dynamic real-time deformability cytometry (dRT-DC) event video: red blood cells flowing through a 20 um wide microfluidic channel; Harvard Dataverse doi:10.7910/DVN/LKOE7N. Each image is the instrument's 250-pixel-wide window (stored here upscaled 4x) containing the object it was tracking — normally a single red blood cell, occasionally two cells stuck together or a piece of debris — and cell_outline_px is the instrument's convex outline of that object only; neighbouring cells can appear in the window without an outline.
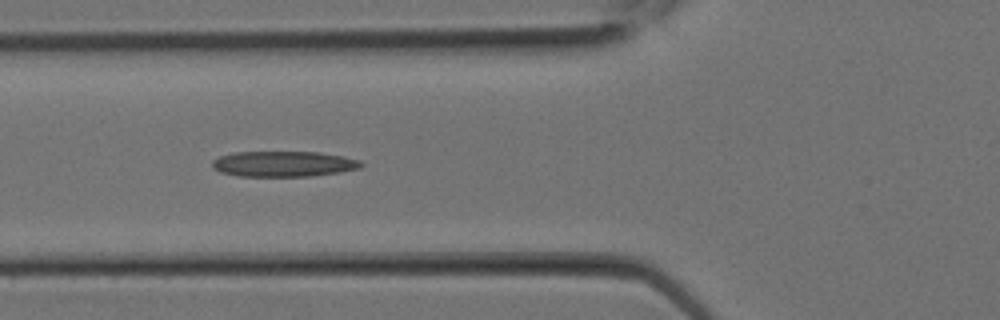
{"species": "Egyptian fruit bat (a non-hibernating species)", "species_latin": "Rousettus aegyptiacus", "temperature_condition": "room temperature", "stored_images_in_passage": 12, "camera_frame_rate_fps": 3000, "um_per_image_px": 0.085, "animal": {"sex": "female"}, "frame": {"image": 1, "passage_image": 9, "time_ms": 2.667, "image_size_px": [1000, 320], "cell_outline_px": [[364, 164], [360, 168], [340, 172], [312, 176], [236, 176], [220, 172], [212, 168], [212, 160], [220, 156], [232, 152], [320, 152], [344, 156], [360, 160]], "centroid_in_image_um": [24.1, 13.93], "position_along_channel_um": 101.7, "area_um2": 22.37}}
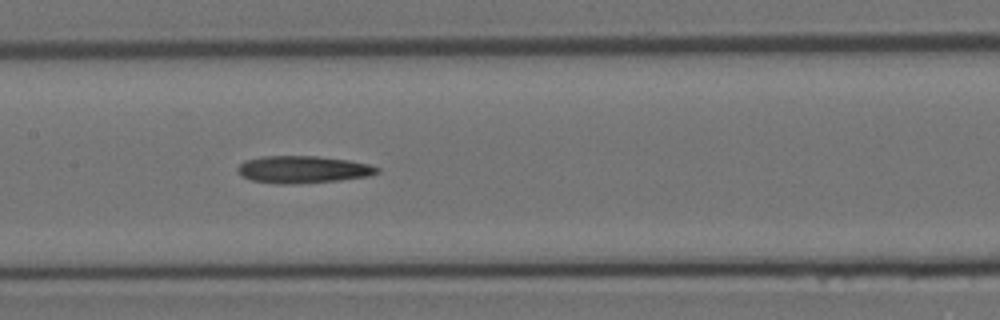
{"frame": {"image": 2, "passage_image": 12, "time_ms": 3.667, "image_size_px": [1000, 320], "cell_outline_px": [[380, 172], [368, 176], [340, 180], [296, 184], [276, 184], [252, 180], [244, 176], [236, 168], [244, 160], [260, 156], [316, 156], [348, 160], [368, 164], [380, 168]], "centroid_in_image_um": [25.75, 14.4], "position_along_channel_um": 181.6, "area_um2": 22.14}}